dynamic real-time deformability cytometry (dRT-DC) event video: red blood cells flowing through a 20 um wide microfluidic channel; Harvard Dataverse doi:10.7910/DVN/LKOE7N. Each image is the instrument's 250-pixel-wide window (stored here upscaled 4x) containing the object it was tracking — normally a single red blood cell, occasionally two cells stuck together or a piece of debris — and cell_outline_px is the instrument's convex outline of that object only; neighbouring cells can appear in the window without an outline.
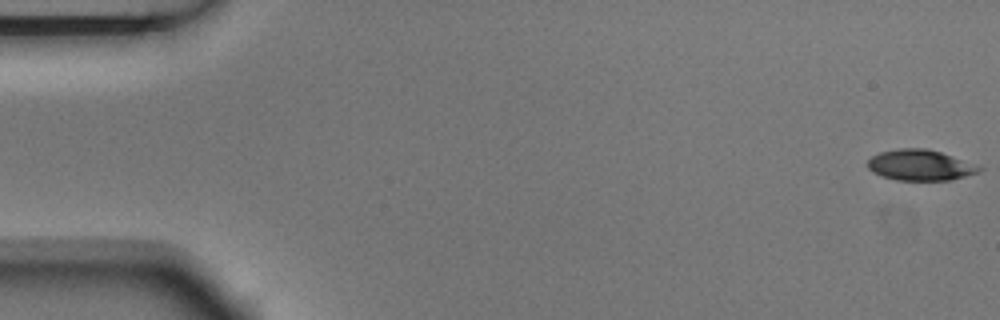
{"species": "Egyptian fruit bat (a non-hibernating species)", "species_latin": "Rousettus aegyptiacus", "temperature_condition": "room temperature", "stored_images_in_passage": 4, "camera_frame_rate_fps": 3000, "um_per_image_px": 0.085, "animal": {"sex": "male"}, "frame": {"image": 1, "passage_image": 1, "time_ms": 0.0, "image_size_px": [1000, 320], "cell_outline_px": [[984, 168], [976, 172], [952, 180], [896, 180], [872, 172], [868, 168], [868, 160], [872, 156], [880, 152], [900, 148], [928, 148], [952, 156]], "centroid_in_image_um": [78.18, 14.03], "position_along_channel_um": 6.8, "area_um2": 19.71}}